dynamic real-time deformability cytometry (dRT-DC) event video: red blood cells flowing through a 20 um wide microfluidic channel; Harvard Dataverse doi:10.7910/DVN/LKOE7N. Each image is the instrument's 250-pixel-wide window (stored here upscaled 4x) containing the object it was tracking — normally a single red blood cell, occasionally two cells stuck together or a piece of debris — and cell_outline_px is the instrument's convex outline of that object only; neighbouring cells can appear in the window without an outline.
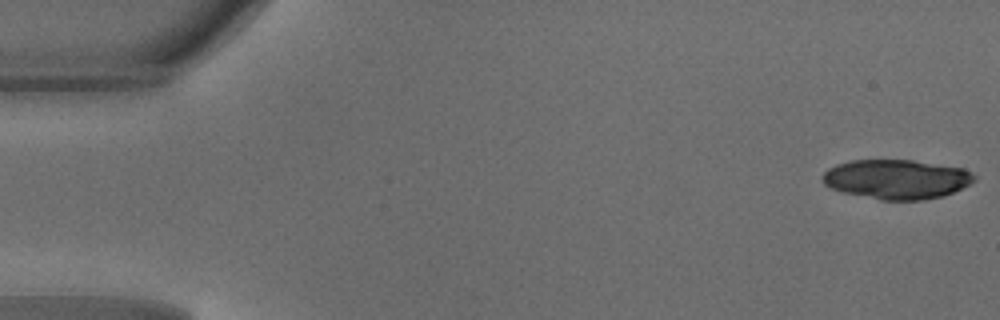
{"species": "common noctule bat (a hibernating species)", "species_latin": "Nyctalus noctula", "temperature_condition": "warm", "stored_images_in_passage": 48, "camera_frame_rate_fps": 3000, "um_per_image_px": 0.085, "animal": {"sex": "male", "body_mass_g": 18.8}, "frame": {"image": 1, "passage_image": 1, "time_ms": 0.0, "image_size_px": [1000, 320], "cell_outline_px": [[976, 180], [944, 196], [924, 200], [880, 200], [844, 192], [832, 188], [824, 184], [820, 176], [828, 168], [836, 164], [852, 160], [912, 160], [964, 168], [972, 172], [976, 176]], "centroid_in_image_um": [76.2, 15.23], "position_along_channel_um": 8.8, "area_um2": 34.97}}
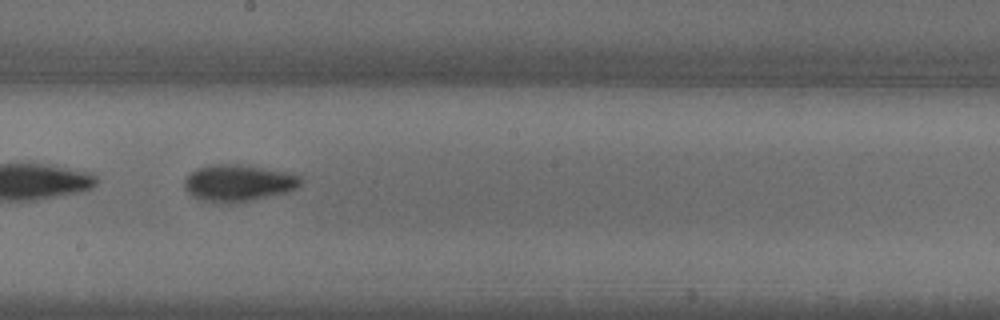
{"frame": {"image": 2, "passage_image": 27, "time_ms": 8.667, "image_size_px": [1000, 320], "cell_outline_px": [[304, 180], [296, 188], [288, 192], [252, 200], [204, 200], [192, 196], [184, 188], [184, 180], [192, 172], [200, 168], [216, 164], [248, 164], [288, 172], [300, 176]], "centroid_in_image_um": [20.33, 15.5], "position_along_channel_um": 227.9, "area_um2": 24.33}}
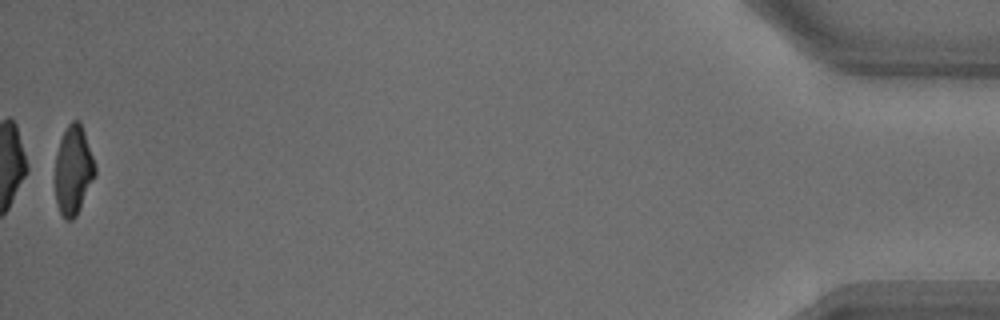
{"frame": {"image": 3, "passage_image": 48, "time_ms": 15.667, "image_size_px": [1000, 320], "cell_outline_px": [[96, 176], [76, 216], [72, 220], [64, 220], [56, 204], [56, 152], [60, 140], [68, 124], [72, 120], [80, 120], [96, 168]], "centroid_in_image_um": [6.24, 14.49], "position_along_channel_um": 429.0, "area_um2": 20.63}, "authors_computed_cell_mechanics": {"area_um2": 23.8136, "velocity_mm_per_s": 4.1941, "shape_relaxation_time_tau1_ms": 3.0482, "shape_relaxation_time_tau2_ms": 4.2909, "deformation_change_tau1": 0.1704, "deformation_change_tau2": 0.1084}}